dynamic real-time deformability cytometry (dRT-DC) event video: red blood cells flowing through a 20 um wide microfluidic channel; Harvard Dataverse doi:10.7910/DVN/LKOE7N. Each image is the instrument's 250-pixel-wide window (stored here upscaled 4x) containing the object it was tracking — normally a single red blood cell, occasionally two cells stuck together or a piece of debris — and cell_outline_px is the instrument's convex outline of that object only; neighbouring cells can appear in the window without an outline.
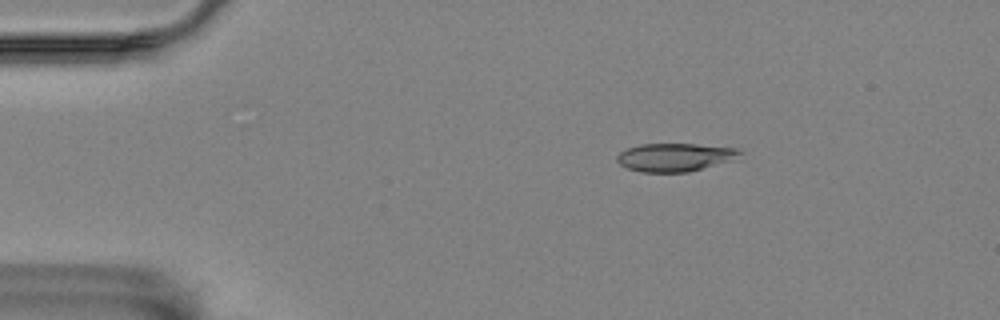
{"species": "Egyptian fruit bat (a non-hibernating species)", "species_latin": "Rousettus aegyptiacus", "temperature_condition": "room temperature", "stored_images_in_passage": 4, "segment_of_instrument_passage": [1, 2], "camera_frame_rate_fps": 3000, "um_per_image_px": 0.085, "animal": {"sex": "female"}, "frame": {"image": 1, "passage_image": 1, "time_ms": 0.0, "image_size_px": [1000, 320], "cell_outline_px": [[744, 152], [740, 160], [688, 172], [640, 172], [628, 168], [620, 164], [616, 160], [616, 156], [620, 152], [628, 148], [640, 144], [696, 144], [740, 148]], "centroid_in_image_um": [57.5, 13.37], "position_along_channel_um": 27.5, "area_um2": 20.75}}